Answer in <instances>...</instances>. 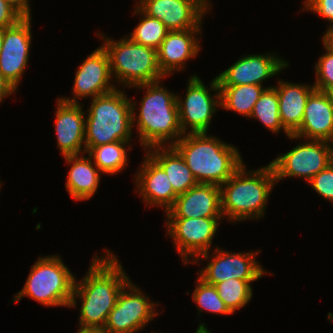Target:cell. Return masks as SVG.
I'll return each mask as SVG.
<instances>
[{
    "label": "cell",
    "mask_w": 333,
    "mask_h": 333,
    "mask_svg": "<svg viewBox=\"0 0 333 333\" xmlns=\"http://www.w3.org/2000/svg\"><path fill=\"white\" fill-rule=\"evenodd\" d=\"M121 89L92 98L85 122V147L131 141L132 103Z\"/></svg>",
    "instance_id": "obj_5"
},
{
    "label": "cell",
    "mask_w": 333,
    "mask_h": 333,
    "mask_svg": "<svg viewBox=\"0 0 333 333\" xmlns=\"http://www.w3.org/2000/svg\"><path fill=\"white\" fill-rule=\"evenodd\" d=\"M16 88L0 72V103L3 98L15 92Z\"/></svg>",
    "instance_id": "obj_36"
},
{
    "label": "cell",
    "mask_w": 333,
    "mask_h": 333,
    "mask_svg": "<svg viewBox=\"0 0 333 333\" xmlns=\"http://www.w3.org/2000/svg\"><path fill=\"white\" fill-rule=\"evenodd\" d=\"M12 5L23 17H31L29 0H6Z\"/></svg>",
    "instance_id": "obj_35"
},
{
    "label": "cell",
    "mask_w": 333,
    "mask_h": 333,
    "mask_svg": "<svg viewBox=\"0 0 333 333\" xmlns=\"http://www.w3.org/2000/svg\"><path fill=\"white\" fill-rule=\"evenodd\" d=\"M57 103V111L55 113L57 147H59L64 157L85 153L86 120H84L85 113L82 110V105L65 102L60 98H58Z\"/></svg>",
    "instance_id": "obj_18"
},
{
    "label": "cell",
    "mask_w": 333,
    "mask_h": 333,
    "mask_svg": "<svg viewBox=\"0 0 333 333\" xmlns=\"http://www.w3.org/2000/svg\"><path fill=\"white\" fill-rule=\"evenodd\" d=\"M278 86H274L279 99V116L283 127L293 134L301 125L304 109L309 95L315 90V86L304 84H291L278 80Z\"/></svg>",
    "instance_id": "obj_22"
},
{
    "label": "cell",
    "mask_w": 333,
    "mask_h": 333,
    "mask_svg": "<svg viewBox=\"0 0 333 333\" xmlns=\"http://www.w3.org/2000/svg\"><path fill=\"white\" fill-rule=\"evenodd\" d=\"M186 97L182 101L177 95L179 123L183 134L187 127L188 133H207L213 114L220 105V90L217 77L210 83L209 90H214L215 95H210L207 86L197 76H191L187 84ZM218 92V93H217Z\"/></svg>",
    "instance_id": "obj_9"
},
{
    "label": "cell",
    "mask_w": 333,
    "mask_h": 333,
    "mask_svg": "<svg viewBox=\"0 0 333 333\" xmlns=\"http://www.w3.org/2000/svg\"><path fill=\"white\" fill-rule=\"evenodd\" d=\"M110 59L107 51L100 46L78 67L73 84L74 98H60L69 103H78L79 98L98 97L116 90L111 84ZM78 98V99H77Z\"/></svg>",
    "instance_id": "obj_14"
},
{
    "label": "cell",
    "mask_w": 333,
    "mask_h": 333,
    "mask_svg": "<svg viewBox=\"0 0 333 333\" xmlns=\"http://www.w3.org/2000/svg\"><path fill=\"white\" fill-rule=\"evenodd\" d=\"M64 159L68 165L72 164L65 185L67 191L76 201L90 199L98 189L101 171L93 165L90 157L71 155Z\"/></svg>",
    "instance_id": "obj_23"
},
{
    "label": "cell",
    "mask_w": 333,
    "mask_h": 333,
    "mask_svg": "<svg viewBox=\"0 0 333 333\" xmlns=\"http://www.w3.org/2000/svg\"><path fill=\"white\" fill-rule=\"evenodd\" d=\"M200 30H176L167 33L157 49L158 65L165 76L182 70L185 62L197 55L201 47L196 33Z\"/></svg>",
    "instance_id": "obj_21"
},
{
    "label": "cell",
    "mask_w": 333,
    "mask_h": 333,
    "mask_svg": "<svg viewBox=\"0 0 333 333\" xmlns=\"http://www.w3.org/2000/svg\"><path fill=\"white\" fill-rule=\"evenodd\" d=\"M222 217H199V218H167V232L173 237L174 246L178 254L183 258V263L188 264L194 256L199 261L208 260L209 248L212 244L215 233ZM190 257V258H189Z\"/></svg>",
    "instance_id": "obj_10"
},
{
    "label": "cell",
    "mask_w": 333,
    "mask_h": 333,
    "mask_svg": "<svg viewBox=\"0 0 333 333\" xmlns=\"http://www.w3.org/2000/svg\"><path fill=\"white\" fill-rule=\"evenodd\" d=\"M256 280L229 279L215 285L219 297L231 313L244 307L252 298L250 283Z\"/></svg>",
    "instance_id": "obj_29"
},
{
    "label": "cell",
    "mask_w": 333,
    "mask_h": 333,
    "mask_svg": "<svg viewBox=\"0 0 333 333\" xmlns=\"http://www.w3.org/2000/svg\"><path fill=\"white\" fill-rule=\"evenodd\" d=\"M133 87L146 89L138 116L134 115L136 105L131 101L132 124L137 123L142 146L148 150L166 146L167 141L168 144L170 142L169 146H173L183 136L179 123L177 95L161 86L160 81Z\"/></svg>",
    "instance_id": "obj_2"
},
{
    "label": "cell",
    "mask_w": 333,
    "mask_h": 333,
    "mask_svg": "<svg viewBox=\"0 0 333 333\" xmlns=\"http://www.w3.org/2000/svg\"><path fill=\"white\" fill-rule=\"evenodd\" d=\"M173 147L198 183L221 186L243 164L236 147L207 133H185Z\"/></svg>",
    "instance_id": "obj_3"
},
{
    "label": "cell",
    "mask_w": 333,
    "mask_h": 333,
    "mask_svg": "<svg viewBox=\"0 0 333 333\" xmlns=\"http://www.w3.org/2000/svg\"><path fill=\"white\" fill-rule=\"evenodd\" d=\"M327 141L308 140L270 162L276 183L285 177H302L309 182L333 162V145Z\"/></svg>",
    "instance_id": "obj_8"
},
{
    "label": "cell",
    "mask_w": 333,
    "mask_h": 333,
    "mask_svg": "<svg viewBox=\"0 0 333 333\" xmlns=\"http://www.w3.org/2000/svg\"><path fill=\"white\" fill-rule=\"evenodd\" d=\"M244 163L224 182L221 188V212L233 221L263 217L275 174L271 164L246 173Z\"/></svg>",
    "instance_id": "obj_4"
},
{
    "label": "cell",
    "mask_w": 333,
    "mask_h": 333,
    "mask_svg": "<svg viewBox=\"0 0 333 333\" xmlns=\"http://www.w3.org/2000/svg\"><path fill=\"white\" fill-rule=\"evenodd\" d=\"M192 297L194 302L197 303L198 307L200 308H198L199 315L202 310H207V312L214 314H232L219 297L217 288L213 285L205 283L199 277Z\"/></svg>",
    "instance_id": "obj_30"
},
{
    "label": "cell",
    "mask_w": 333,
    "mask_h": 333,
    "mask_svg": "<svg viewBox=\"0 0 333 333\" xmlns=\"http://www.w3.org/2000/svg\"><path fill=\"white\" fill-rule=\"evenodd\" d=\"M320 140L333 144V107L323 91L315 89L307 100L300 127L288 137Z\"/></svg>",
    "instance_id": "obj_19"
},
{
    "label": "cell",
    "mask_w": 333,
    "mask_h": 333,
    "mask_svg": "<svg viewBox=\"0 0 333 333\" xmlns=\"http://www.w3.org/2000/svg\"><path fill=\"white\" fill-rule=\"evenodd\" d=\"M103 48L110 59V71L117 78L119 84L133 87L140 84L161 81L164 74L159 68L157 50L131 41L124 37L114 41L104 34ZM104 36V37H103Z\"/></svg>",
    "instance_id": "obj_6"
},
{
    "label": "cell",
    "mask_w": 333,
    "mask_h": 333,
    "mask_svg": "<svg viewBox=\"0 0 333 333\" xmlns=\"http://www.w3.org/2000/svg\"><path fill=\"white\" fill-rule=\"evenodd\" d=\"M165 214L167 218L223 217L221 188L215 184L198 183L179 194L174 205Z\"/></svg>",
    "instance_id": "obj_17"
},
{
    "label": "cell",
    "mask_w": 333,
    "mask_h": 333,
    "mask_svg": "<svg viewBox=\"0 0 333 333\" xmlns=\"http://www.w3.org/2000/svg\"><path fill=\"white\" fill-rule=\"evenodd\" d=\"M324 48L333 53V26H329L323 38Z\"/></svg>",
    "instance_id": "obj_37"
},
{
    "label": "cell",
    "mask_w": 333,
    "mask_h": 333,
    "mask_svg": "<svg viewBox=\"0 0 333 333\" xmlns=\"http://www.w3.org/2000/svg\"><path fill=\"white\" fill-rule=\"evenodd\" d=\"M31 17H23L4 29L0 52V72L17 89L28 65L31 45Z\"/></svg>",
    "instance_id": "obj_13"
},
{
    "label": "cell",
    "mask_w": 333,
    "mask_h": 333,
    "mask_svg": "<svg viewBox=\"0 0 333 333\" xmlns=\"http://www.w3.org/2000/svg\"><path fill=\"white\" fill-rule=\"evenodd\" d=\"M93 258L81 282L75 280L71 307L81 300L79 331L101 332L123 287L130 281L122 265L109 250Z\"/></svg>",
    "instance_id": "obj_1"
},
{
    "label": "cell",
    "mask_w": 333,
    "mask_h": 333,
    "mask_svg": "<svg viewBox=\"0 0 333 333\" xmlns=\"http://www.w3.org/2000/svg\"><path fill=\"white\" fill-rule=\"evenodd\" d=\"M75 280L60 256H40L13 302L18 303L26 295L45 306L70 307Z\"/></svg>",
    "instance_id": "obj_7"
},
{
    "label": "cell",
    "mask_w": 333,
    "mask_h": 333,
    "mask_svg": "<svg viewBox=\"0 0 333 333\" xmlns=\"http://www.w3.org/2000/svg\"><path fill=\"white\" fill-rule=\"evenodd\" d=\"M279 99L276 88L272 86L266 87L258 101L255 103L250 118H257L270 131L278 133L284 130L286 136L290 133L283 127L279 116Z\"/></svg>",
    "instance_id": "obj_27"
},
{
    "label": "cell",
    "mask_w": 333,
    "mask_h": 333,
    "mask_svg": "<svg viewBox=\"0 0 333 333\" xmlns=\"http://www.w3.org/2000/svg\"><path fill=\"white\" fill-rule=\"evenodd\" d=\"M309 184L320 196L333 203V162L315 175Z\"/></svg>",
    "instance_id": "obj_32"
},
{
    "label": "cell",
    "mask_w": 333,
    "mask_h": 333,
    "mask_svg": "<svg viewBox=\"0 0 333 333\" xmlns=\"http://www.w3.org/2000/svg\"><path fill=\"white\" fill-rule=\"evenodd\" d=\"M23 16L6 0H0V28L15 25Z\"/></svg>",
    "instance_id": "obj_34"
},
{
    "label": "cell",
    "mask_w": 333,
    "mask_h": 333,
    "mask_svg": "<svg viewBox=\"0 0 333 333\" xmlns=\"http://www.w3.org/2000/svg\"><path fill=\"white\" fill-rule=\"evenodd\" d=\"M246 55L232 66L221 72L217 77L219 85H248L262 86V82L277 75L289 64L278 55Z\"/></svg>",
    "instance_id": "obj_16"
},
{
    "label": "cell",
    "mask_w": 333,
    "mask_h": 333,
    "mask_svg": "<svg viewBox=\"0 0 333 333\" xmlns=\"http://www.w3.org/2000/svg\"><path fill=\"white\" fill-rule=\"evenodd\" d=\"M77 333H102V332H93V331H78Z\"/></svg>",
    "instance_id": "obj_41"
},
{
    "label": "cell",
    "mask_w": 333,
    "mask_h": 333,
    "mask_svg": "<svg viewBox=\"0 0 333 333\" xmlns=\"http://www.w3.org/2000/svg\"><path fill=\"white\" fill-rule=\"evenodd\" d=\"M137 173L136 187L147 205L165 207L167 212L178 196L163 168L147 153Z\"/></svg>",
    "instance_id": "obj_20"
},
{
    "label": "cell",
    "mask_w": 333,
    "mask_h": 333,
    "mask_svg": "<svg viewBox=\"0 0 333 333\" xmlns=\"http://www.w3.org/2000/svg\"><path fill=\"white\" fill-rule=\"evenodd\" d=\"M217 249L214 251L212 260L198 271L199 278L205 283L215 286L216 284L229 279L258 280L266 271L255 260L254 253H230L229 251ZM200 272V273H199Z\"/></svg>",
    "instance_id": "obj_12"
},
{
    "label": "cell",
    "mask_w": 333,
    "mask_h": 333,
    "mask_svg": "<svg viewBox=\"0 0 333 333\" xmlns=\"http://www.w3.org/2000/svg\"><path fill=\"white\" fill-rule=\"evenodd\" d=\"M137 7L169 31L201 29L206 9L196 0H140Z\"/></svg>",
    "instance_id": "obj_15"
},
{
    "label": "cell",
    "mask_w": 333,
    "mask_h": 333,
    "mask_svg": "<svg viewBox=\"0 0 333 333\" xmlns=\"http://www.w3.org/2000/svg\"><path fill=\"white\" fill-rule=\"evenodd\" d=\"M3 36H4V29L0 28V52H1L2 44H3Z\"/></svg>",
    "instance_id": "obj_40"
},
{
    "label": "cell",
    "mask_w": 333,
    "mask_h": 333,
    "mask_svg": "<svg viewBox=\"0 0 333 333\" xmlns=\"http://www.w3.org/2000/svg\"><path fill=\"white\" fill-rule=\"evenodd\" d=\"M323 93L326 95L328 101L333 107V86L327 87L326 89L323 90Z\"/></svg>",
    "instance_id": "obj_38"
},
{
    "label": "cell",
    "mask_w": 333,
    "mask_h": 333,
    "mask_svg": "<svg viewBox=\"0 0 333 333\" xmlns=\"http://www.w3.org/2000/svg\"><path fill=\"white\" fill-rule=\"evenodd\" d=\"M134 11V14H140L142 17L140 23L135 27L134 31L131 33L130 37L128 36V38L137 44L157 50L169 30L161 21L149 17L137 6Z\"/></svg>",
    "instance_id": "obj_28"
},
{
    "label": "cell",
    "mask_w": 333,
    "mask_h": 333,
    "mask_svg": "<svg viewBox=\"0 0 333 333\" xmlns=\"http://www.w3.org/2000/svg\"><path fill=\"white\" fill-rule=\"evenodd\" d=\"M304 5L306 10L316 12L333 26V0H306Z\"/></svg>",
    "instance_id": "obj_33"
},
{
    "label": "cell",
    "mask_w": 333,
    "mask_h": 333,
    "mask_svg": "<svg viewBox=\"0 0 333 333\" xmlns=\"http://www.w3.org/2000/svg\"><path fill=\"white\" fill-rule=\"evenodd\" d=\"M144 295L140 288L129 281L121 290L117 303L110 311L101 332L136 333L139 329H143L158 315L154 311L156 303L149 301V297Z\"/></svg>",
    "instance_id": "obj_11"
},
{
    "label": "cell",
    "mask_w": 333,
    "mask_h": 333,
    "mask_svg": "<svg viewBox=\"0 0 333 333\" xmlns=\"http://www.w3.org/2000/svg\"><path fill=\"white\" fill-rule=\"evenodd\" d=\"M147 153L166 172L177 195L185 193L198 184L186 161L173 146L149 148Z\"/></svg>",
    "instance_id": "obj_24"
},
{
    "label": "cell",
    "mask_w": 333,
    "mask_h": 333,
    "mask_svg": "<svg viewBox=\"0 0 333 333\" xmlns=\"http://www.w3.org/2000/svg\"><path fill=\"white\" fill-rule=\"evenodd\" d=\"M266 88L260 85H219L220 107L250 117L255 103Z\"/></svg>",
    "instance_id": "obj_25"
},
{
    "label": "cell",
    "mask_w": 333,
    "mask_h": 333,
    "mask_svg": "<svg viewBox=\"0 0 333 333\" xmlns=\"http://www.w3.org/2000/svg\"><path fill=\"white\" fill-rule=\"evenodd\" d=\"M199 4H201L206 10H209V6H211V3L206 2L207 0H196Z\"/></svg>",
    "instance_id": "obj_39"
},
{
    "label": "cell",
    "mask_w": 333,
    "mask_h": 333,
    "mask_svg": "<svg viewBox=\"0 0 333 333\" xmlns=\"http://www.w3.org/2000/svg\"><path fill=\"white\" fill-rule=\"evenodd\" d=\"M128 142L130 141H117L96 147H85V153L94 159L93 163L101 173L117 174L127 165L128 154L125 147Z\"/></svg>",
    "instance_id": "obj_26"
},
{
    "label": "cell",
    "mask_w": 333,
    "mask_h": 333,
    "mask_svg": "<svg viewBox=\"0 0 333 333\" xmlns=\"http://www.w3.org/2000/svg\"><path fill=\"white\" fill-rule=\"evenodd\" d=\"M325 51L327 52L318 59L315 65L317 80L313 85L320 91L333 86V53L326 48Z\"/></svg>",
    "instance_id": "obj_31"
}]
</instances>
